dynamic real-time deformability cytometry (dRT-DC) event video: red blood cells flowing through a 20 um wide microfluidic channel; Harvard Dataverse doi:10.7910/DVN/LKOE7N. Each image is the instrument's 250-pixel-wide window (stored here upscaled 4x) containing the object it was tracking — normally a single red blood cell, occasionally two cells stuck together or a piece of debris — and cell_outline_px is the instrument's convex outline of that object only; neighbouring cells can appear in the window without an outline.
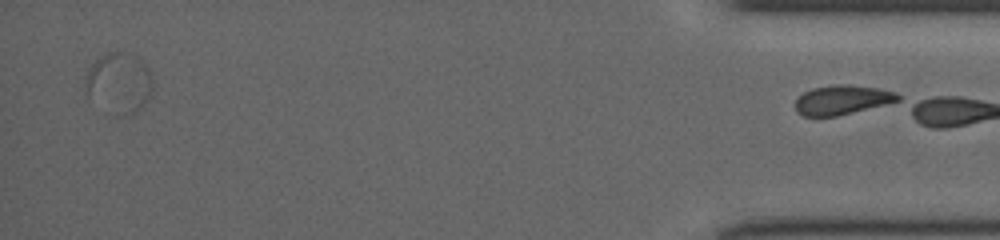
{"species": "common noctule bat (a hibernating species)", "species_latin": "Nyctalus noctula", "temperature_condition": "cold", "stored_images_in_passage": 36, "segment_of_instrument_passage": [2, 2], "camera_frame_rate_fps": 3000, "um_per_image_px": 0.085, "animal": {"sex": "female", "body_mass_g": 19.5, "forearm_length_mm": 54.1}, "frame": {"image": 1, "passage_image": 35, "time_ms": 11.333, "image_size_px": [1000, 240], "cell_outline_px": [[152, 88], [148, 96], [140, 108], [136, 112], [128, 112], [88, 96], [84, 84], [84, 76], [88, 68], [96, 60], [108, 52], [124, 52], [136, 56], [148, 68], [152, 80]], "centroid_in_image_um": [10.12, 6.89], "position_along_channel_um": 425.1, "area_um2": 22.02}}